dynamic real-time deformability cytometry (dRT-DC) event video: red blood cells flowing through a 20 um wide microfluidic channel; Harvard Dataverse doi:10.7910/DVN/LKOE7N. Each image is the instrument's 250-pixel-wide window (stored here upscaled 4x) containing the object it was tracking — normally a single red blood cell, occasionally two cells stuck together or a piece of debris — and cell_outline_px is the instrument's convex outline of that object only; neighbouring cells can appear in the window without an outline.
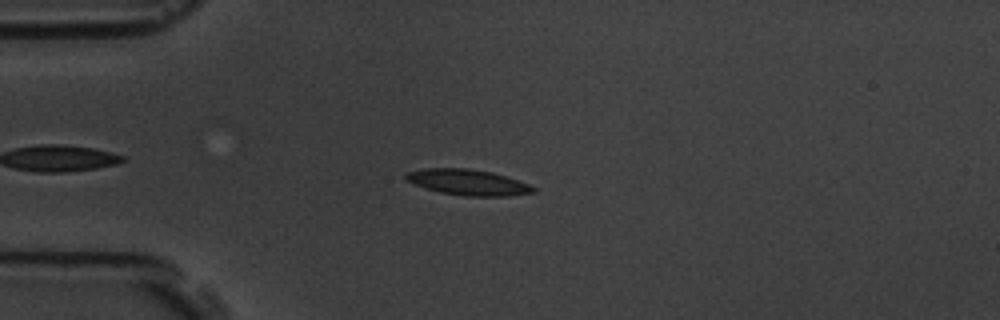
{"species": "common noctule bat (a hibernating species)", "species_latin": "Nyctalus noctula", "temperature_condition": "room temperature", "stored_images_in_passage": 5, "camera_frame_rate_fps": 3000, "um_per_image_px": 0.085, "animal": {"sex": "male", "body_mass_g": 19.5, "forearm_length_mm": 54.6}, "frame": {"image": 1, "passage_image": 5, "time_ms": 4.667, "image_size_px": [1000, 320], "cell_outline_px": [[536, 192], [508, 196], [464, 196], [440, 192], [416, 184], [408, 180], [404, 176], [408, 172], [424, 168], [468, 168], [492, 172], [528, 184], [536, 188]], "centroid_in_image_um": [39.8, 15.49], "position_along_channel_um": 45.2, "area_um2": 18.84}}